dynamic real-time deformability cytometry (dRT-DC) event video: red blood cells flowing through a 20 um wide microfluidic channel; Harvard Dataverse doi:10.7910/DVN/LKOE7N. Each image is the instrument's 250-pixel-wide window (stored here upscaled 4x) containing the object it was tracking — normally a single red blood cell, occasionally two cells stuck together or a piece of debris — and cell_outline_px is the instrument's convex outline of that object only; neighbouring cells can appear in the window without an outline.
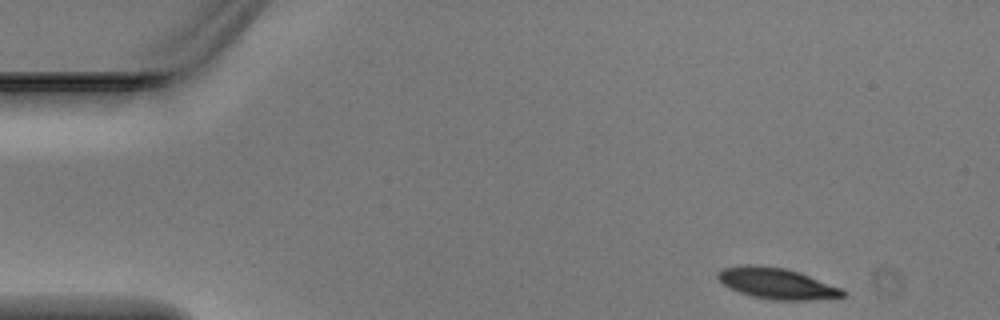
{"species": "Egyptian fruit bat (a non-hibernating species)", "species_latin": "Rousettus aegyptiacus", "temperature_condition": "warm", "stored_images_in_passage": 4, "camera_frame_rate_fps": 3000, "um_per_image_px": 0.085, "animal": {"sex": "male"}, "frame": {"image": 1, "passage_image": 1, "time_ms": 0.0, "image_size_px": [1000, 320], "cell_outline_px": [[848, 292], [844, 296], [808, 300], [772, 300], [752, 296], [728, 288], [716, 276], [716, 272], [724, 268], [744, 264], [752, 264], [784, 268], [800, 272], [840, 288]], "centroid_in_image_um": [65.99, 24.08], "position_along_channel_um": 19.0, "area_um2": 22.48}}